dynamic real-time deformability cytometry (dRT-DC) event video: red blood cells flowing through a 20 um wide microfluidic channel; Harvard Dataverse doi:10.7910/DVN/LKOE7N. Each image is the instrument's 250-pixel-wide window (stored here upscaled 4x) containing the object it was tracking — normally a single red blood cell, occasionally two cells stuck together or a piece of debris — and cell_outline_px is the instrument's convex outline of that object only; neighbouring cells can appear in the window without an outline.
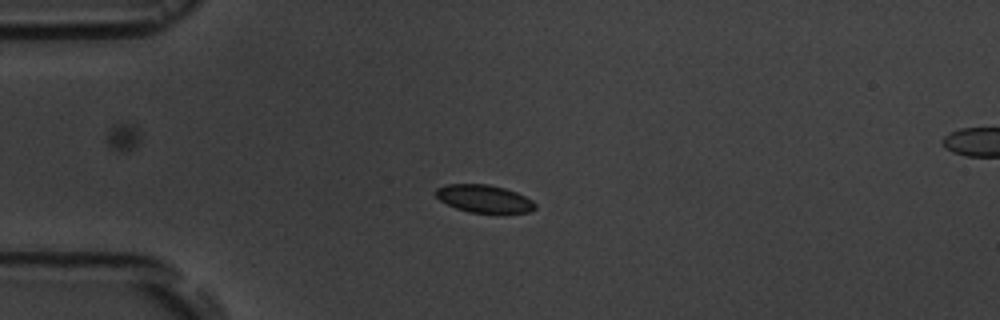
{"species": "common noctule bat (a hibernating species)", "species_latin": "Nyctalus noctula", "temperature_condition": "room temperature", "stored_images_in_passage": 5, "camera_frame_rate_fps": 3000, "um_per_image_px": 0.085, "animal": {"sex": "male", "body_mass_g": 19.5, "forearm_length_mm": 54.6}, "frame": {"image": 1, "passage_image": 3, "time_ms": 2.333, "image_size_px": [1000, 320], "cell_outline_px": [[536, 208], [528, 212], [496, 216], [468, 212], [456, 208], [440, 200], [436, 196], [436, 188], [444, 184], [488, 184], [504, 188], [516, 192], [532, 200], [536, 204]], "centroid_in_image_um": [41.19, 16.94], "position_along_channel_um": 43.8, "area_um2": 16.7}}
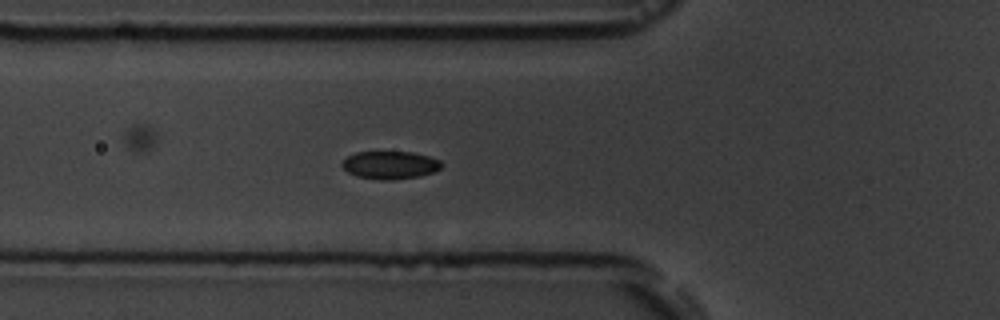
{"frame": {"image": 2, "passage_image": 5, "time_ms": 4.333, "image_size_px": [1000, 320], "cell_outline_px": [[444, 164], [440, 168], [432, 172], [420, 176], [392, 180], [380, 180], [356, 176], [348, 172], [340, 164], [348, 156], [356, 152], [412, 152], [428, 156], [440, 160]], "centroid_in_image_um": [33.16, 14.03], "position_along_channel_um": 92.6, "area_um2": 16.13}}